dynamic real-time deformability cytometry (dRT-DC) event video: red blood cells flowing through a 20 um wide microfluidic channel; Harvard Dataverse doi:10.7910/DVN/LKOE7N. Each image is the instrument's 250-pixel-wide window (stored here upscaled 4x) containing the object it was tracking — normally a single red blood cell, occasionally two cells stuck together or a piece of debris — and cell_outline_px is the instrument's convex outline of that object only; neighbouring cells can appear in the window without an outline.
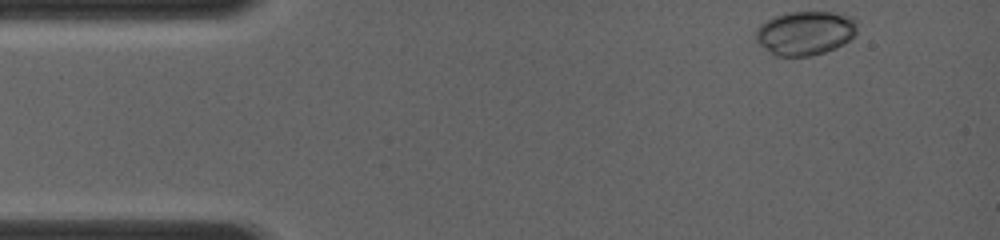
{"species": "common noctule bat (a hibernating species)", "species_latin": "Nyctalus noctula", "temperature_condition": "room temperature", "stored_images_in_passage": 22, "camera_frame_rate_fps": 4000, "um_per_image_px": 0.085, "animal": {"sex": "female", "body_mass_g": 19.0, "forearm_length_mm": 56.7}, "frame": {"image": 1, "passage_image": 1, "time_ms": 0.0, "image_size_px": [1000, 240], "cell_outline_px": [[856, 32], [844, 44], [836, 48], [812, 56], [772, 56], [756, 40], [756, 28], [760, 24], [776, 16], [788, 12], [832, 12], [852, 16], [856, 20]], "centroid_in_image_um": [68.44, 2.81], "position_along_channel_um": 16.6, "area_um2": 26.07}}
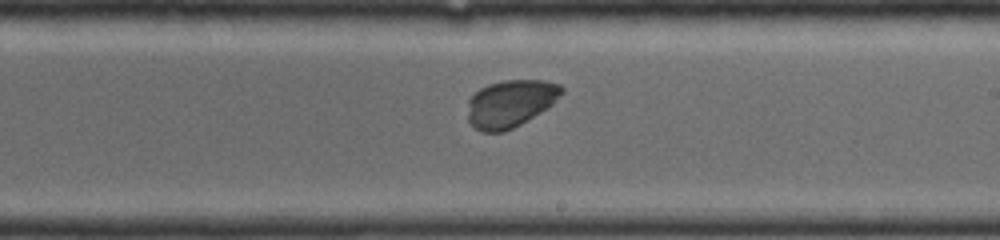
{"frame": {"image": 2, "passage_image": 15, "time_ms": 7.0, "image_size_px": [1000, 240], "cell_outline_px": [[564, 92], [548, 108], [520, 124], [504, 132], [484, 132], [476, 128], [468, 120], [468, 100], [480, 88], [488, 84], [504, 80], [544, 80], [560, 84], [564, 88]], "centroid_in_image_um": [43.4, 8.78], "position_along_channel_um": 245.6, "area_um2": 25.89}}
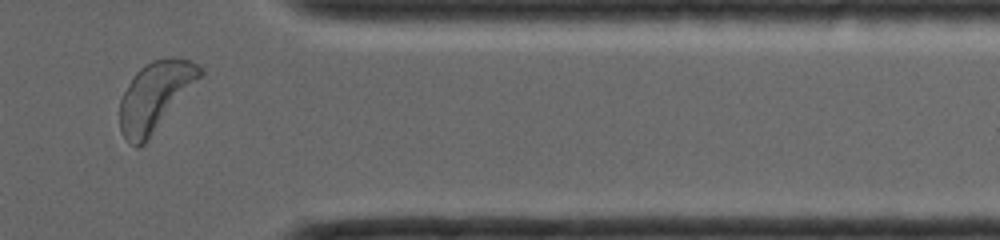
{"frame": {"image": 3, "passage_image": 22, "time_ms": 10.5, "image_size_px": [1000, 240], "cell_outline_px": [[204, 72], [144, 144], [136, 148], [124, 136], [120, 128], [120, 100], [132, 76], [144, 64], [152, 60], [172, 56], [176, 56], [192, 60], [204, 68]], "centroid_in_image_um": [13.19, 8.12], "position_along_channel_um": 398.2, "area_um2": 31.85}}